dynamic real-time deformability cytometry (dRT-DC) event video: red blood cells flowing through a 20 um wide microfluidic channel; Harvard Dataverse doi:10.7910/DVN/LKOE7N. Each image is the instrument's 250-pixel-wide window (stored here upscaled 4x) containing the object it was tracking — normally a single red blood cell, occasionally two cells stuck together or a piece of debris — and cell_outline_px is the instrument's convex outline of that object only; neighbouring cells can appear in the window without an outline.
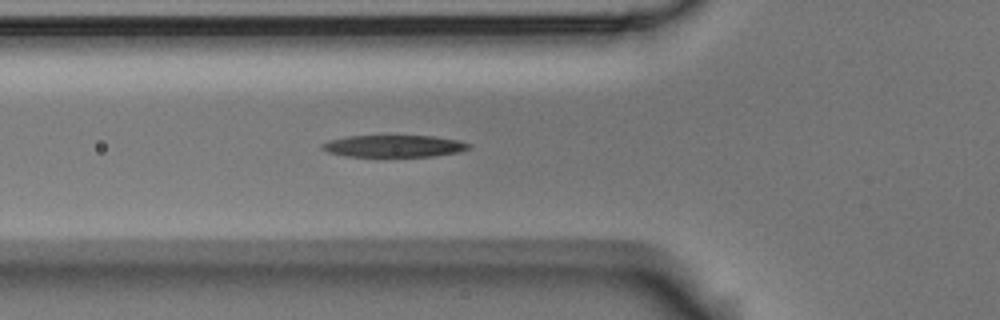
{"species": "Egyptian fruit bat (a non-hibernating species)", "species_latin": "Rousettus aegyptiacus", "temperature_condition": "room temperature", "stored_images_in_passage": 6, "camera_frame_rate_fps": 3000, "um_per_image_px": 0.085, "animal": {"sex": "male"}, "frame": {"image": 1, "passage_image": 6, "time_ms": 1.667, "image_size_px": [1000, 320], "cell_outline_px": [[472, 148], [460, 152], [432, 156], [380, 160], [344, 156], [328, 152], [320, 148], [320, 144], [328, 140], [348, 136], [436, 136], [460, 140], [472, 144]], "centroid_in_image_um": [33.47, 12.47], "position_along_channel_um": 92.3, "area_um2": 20.23}}